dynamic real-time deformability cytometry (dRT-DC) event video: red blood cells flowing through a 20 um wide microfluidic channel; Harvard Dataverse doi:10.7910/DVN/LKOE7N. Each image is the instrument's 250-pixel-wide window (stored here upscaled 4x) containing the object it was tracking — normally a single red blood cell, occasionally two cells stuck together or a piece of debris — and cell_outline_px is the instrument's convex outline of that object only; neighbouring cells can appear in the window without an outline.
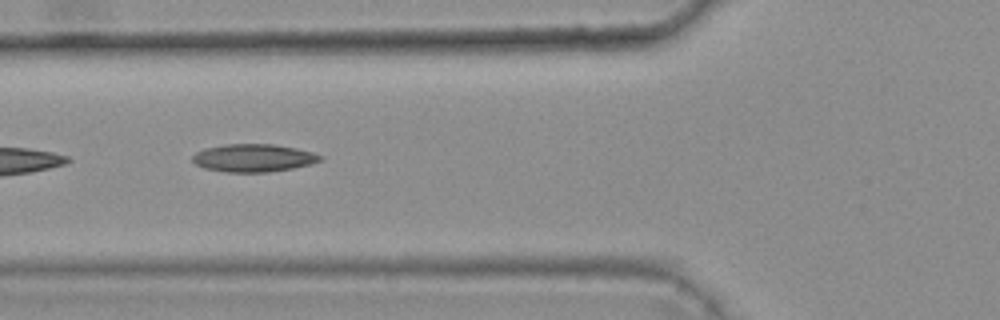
{"species": "common noctule bat (a hibernating species)", "species_latin": "Nyctalus noctula", "temperature_condition": "warm", "stored_images_in_passage": 9, "camera_frame_rate_fps": 3000, "um_per_image_px": 0.085, "animal": {"sex": "female", "body_mass_g": 25.1}, "frame": {"image": 1, "passage_image": 4, "time_ms": 1.0, "image_size_px": [1000, 320], "cell_outline_px": [[324, 156], [320, 160], [312, 164], [292, 168], [268, 172], [224, 172], [204, 168], [196, 164], [192, 160], [192, 156], [196, 152], [204, 148], [224, 144], [272, 144], [296, 148], [312, 152]], "centroid_in_image_um": [21.53, 13.42], "position_along_channel_um": 104.3, "area_um2": 20.75}}